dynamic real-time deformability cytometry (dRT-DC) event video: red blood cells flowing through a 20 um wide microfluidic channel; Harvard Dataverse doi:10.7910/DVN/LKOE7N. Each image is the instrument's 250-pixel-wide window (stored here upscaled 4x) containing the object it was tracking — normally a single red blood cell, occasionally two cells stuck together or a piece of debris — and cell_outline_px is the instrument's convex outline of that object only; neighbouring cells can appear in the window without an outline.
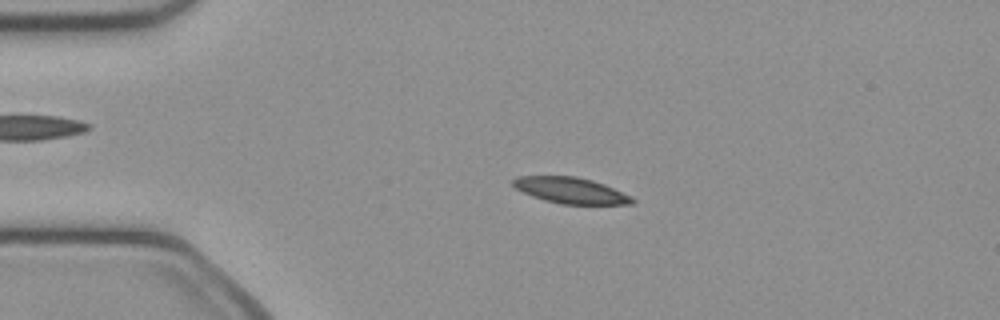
{"species": "common noctule bat (a hibernating species)", "species_latin": "Nyctalus noctula", "temperature_condition": "cold", "stored_images_in_passage": 50, "camera_frame_rate_fps": 3000, "um_per_image_px": 0.085, "animal": {"sex": "female", "body_mass_g": 21.9}, "frame": {"image": 1, "passage_image": 11, "time_ms": 3.333, "image_size_px": [1000, 320], "cell_outline_px": [[636, 200], [632, 204], [560, 204], [544, 200], [532, 196], [516, 188], [512, 184], [512, 180], [516, 176], [576, 176], [592, 180], [604, 184], [632, 196]], "centroid_in_image_um": [48.52, 16.18], "position_along_channel_um": 36.5, "area_um2": 18.09}}
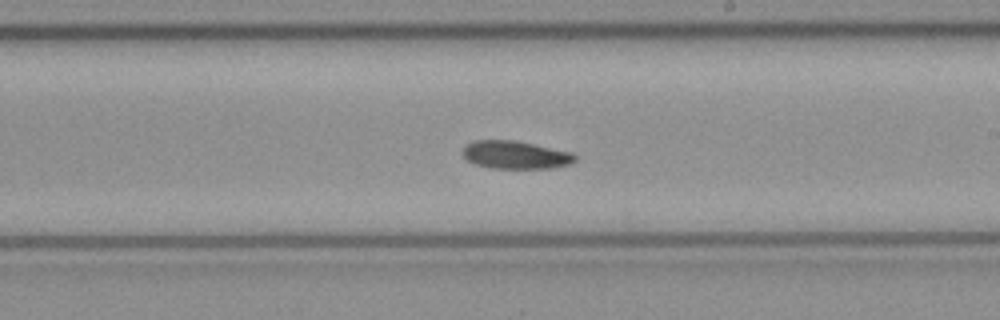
{"frame": {"image": 2, "passage_image": 29, "time_ms": 9.333, "image_size_px": [1000, 320], "cell_outline_px": [[576, 160], [568, 164], [552, 168], [492, 168], [476, 164], [468, 160], [460, 152], [464, 144], [472, 140], [516, 140], [572, 152], [576, 156]], "centroid_in_image_um": [43.77, 13.15], "position_along_channel_um": 245.2, "area_um2": 18.44}}
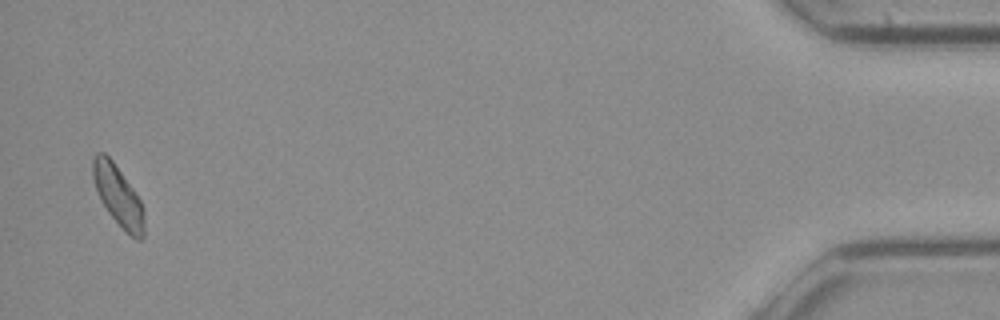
{"frame": {"image": 3, "passage_image": 49, "time_ms": 16.0, "image_size_px": [1000, 320], "cell_outline_px": [[144, 236], [140, 240], [136, 240], [108, 212], [100, 200], [92, 176], [92, 156], [96, 152], [104, 152], [112, 160], [132, 188], [140, 200], [144, 208]], "centroid_in_image_um": [10.03, 16.61], "position_along_channel_um": 425.2, "area_um2": 17.8}, "authors_computed_cell_mechanics": {"area_um2": 18.4382, "velocity_mm_per_s": 4.075, "shape_relaxation_time_tau1_ms": 5.0939, "shape_relaxation_time_tau2_ms": null, "deformation_change_tau1": 0.119, "deformation_change_tau2": null}}